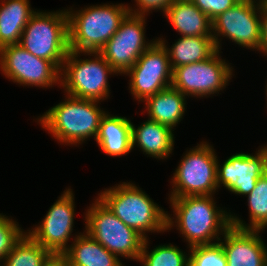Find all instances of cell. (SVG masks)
Segmentation results:
<instances>
[{
  "mask_svg": "<svg viewBox=\"0 0 267 266\" xmlns=\"http://www.w3.org/2000/svg\"><path fill=\"white\" fill-rule=\"evenodd\" d=\"M189 254L190 266H227V258L219 242L191 247Z\"/></svg>",
  "mask_w": 267,
  "mask_h": 266,
  "instance_id": "cell-27",
  "label": "cell"
},
{
  "mask_svg": "<svg viewBox=\"0 0 267 266\" xmlns=\"http://www.w3.org/2000/svg\"><path fill=\"white\" fill-rule=\"evenodd\" d=\"M131 120L112 116L108 112L102 117L95 139L99 148L108 156L122 157L132 150Z\"/></svg>",
  "mask_w": 267,
  "mask_h": 266,
  "instance_id": "cell-18",
  "label": "cell"
},
{
  "mask_svg": "<svg viewBox=\"0 0 267 266\" xmlns=\"http://www.w3.org/2000/svg\"><path fill=\"white\" fill-rule=\"evenodd\" d=\"M41 266H69V263L64 253H50Z\"/></svg>",
  "mask_w": 267,
  "mask_h": 266,
  "instance_id": "cell-32",
  "label": "cell"
},
{
  "mask_svg": "<svg viewBox=\"0 0 267 266\" xmlns=\"http://www.w3.org/2000/svg\"><path fill=\"white\" fill-rule=\"evenodd\" d=\"M246 197L250 214L249 224L230 213L231 226L263 232L267 227V172L259 177L255 188Z\"/></svg>",
  "mask_w": 267,
  "mask_h": 266,
  "instance_id": "cell-24",
  "label": "cell"
},
{
  "mask_svg": "<svg viewBox=\"0 0 267 266\" xmlns=\"http://www.w3.org/2000/svg\"><path fill=\"white\" fill-rule=\"evenodd\" d=\"M164 15L181 36H212V20L190 0L172 2Z\"/></svg>",
  "mask_w": 267,
  "mask_h": 266,
  "instance_id": "cell-19",
  "label": "cell"
},
{
  "mask_svg": "<svg viewBox=\"0 0 267 266\" xmlns=\"http://www.w3.org/2000/svg\"><path fill=\"white\" fill-rule=\"evenodd\" d=\"M158 40L168 52L172 69L204 61L217 51L213 36H181L170 48L166 45L165 38L159 37Z\"/></svg>",
  "mask_w": 267,
  "mask_h": 266,
  "instance_id": "cell-23",
  "label": "cell"
},
{
  "mask_svg": "<svg viewBox=\"0 0 267 266\" xmlns=\"http://www.w3.org/2000/svg\"><path fill=\"white\" fill-rule=\"evenodd\" d=\"M118 185V186H117ZM104 188L98 198L125 225L134 229L144 239L148 232L167 231V212L134 183L122 182Z\"/></svg>",
  "mask_w": 267,
  "mask_h": 266,
  "instance_id": "cell-3",
  "label": "cell"
},
{
  "mask_svg": "<svg viewBox=\"0 0 267 266\" xmlns=\"http://www.w3.org/2000/svg\"><path fill=\"white\" fill-rule=\"evenodd\" d=\"M124 75L129 76L130 93L139 102L170 87L173 69L165 46L157 39Z\"/></svg>",
  "mask_w": 267,
  "mask_h": 266,
  "instance_id": "cell-12",
  "label": "cell"
},
{
  "mask_svg": "<svg viewBox=\"0 0 267 266\" xmlns=\"http://www.w3.org/2000/svg\"><path fill=\"white\" fill-rule=\"evenodd\" d=\"M85 232L108 251L120 257L139 261L144 238L125 225L96 196L85 212Z\"/></svg>",
  "mask_w": 267,
  "mask_h": 266,
  "instance_id": "cell-8",
  "label": "cell"
},
{
  "mask_svg": "<svg viewBox=\"0 0 267 266\" xmlns=\"http://www.w3.org/2000/svg\"><path fill=\"white\" fill-rule=\"evenodd\" d=\"M169 199L174 217L167 214V230L175 226L189 248L217 243L231 226V212L217 207L213 195Z\"/></svg>",
  "mask_w": 267,
  "mask_h": 266,
  "instance_id": "cell-1",
  "label": "cell"
},
{
  "mask_svg": "<svg viewBox=\"0 0 267 266\" xmlns=\"http://www.w3.org/2000/svg\"><path fill=\"white\" fill-rule=\"evenodd\" d=\"M262 3L263 0H240L212 20V36L217 50L221 51L222 36L242 48L260 51Z\"/></svg>",
  "mask_w": 267,
  "mask_h": 266,
  "instance_id": "cell-9",
  "label": "cell"
},
{
  "mask_svg": "<svg viewBox=\"0 0 267 266\" xmlns=\"http://www.w3.org/2000/svg\"><path fill=\"white\" fill-rule=\"evenodd\" d=\"M146 16L128 13L117 32L99 51L118 74H125L157 39L146 42Z\"/></svg>",
  "mask_w": 267,
  "mask_h": 266,
  "instance_id": "cell-13",
  "label": "cell"
},
{
  "mask_svg": "<svg viewBox=\"0 0 267 266\" xmlns=\"http://www.w3.org/2000/svg\"><path fill=\"white\" fill-rule=\"evenodd\" d=\"M80 53L90 55V58L81 59ZM114 74L117 72L99 52L70 50L61 68L60 86L64 88L65 94L101 102L111 93L108 76Z\"/></svg>",
  "mask_w": 267,
  "mask_h": 266,
  "instance_id": "cell-5",
  "label": "cell"
},
{
  "mask_svg": "<svg viewBox=\"0 0 267 266\" xmlns=\"http://www.w3.org/2000/svg\"><path fill=\"white\" fill-rule=\"evenodd\" d=\"M0 49L19 44L22 32L36 12L29 0H0Z\"/></svg>",
  "mask_w": 267,
  "mask_h": 266,
  "instance_id": "cell-22",
  "label": "cell"
},
{
  "mask_svg": "<svg viewBox=\"0 0 267 266\" xmlns=\"http://www.w3.org/2000/svg\"><path fill=\"white\" fill-rule=\"evenodd\" d=\"M217 159L215 149L207 141L190 148L173 173L168 197L214 195L218 189Z\"/></svg>",
  "mask_w": 267,
  "mask_h": 266,
  "instance_id": "cell-7",
  "label": "cell"
},
{
  "mask_svg": "<svg viewBox=\"0 0 267 266\" xmlns=\"http://www.w3.org/2000/svg\"><path fill=\"white\" fill-rule=\"evenodd\" d=\"M260 53L267 56V6L261 4V40H260Z\"/></svg>",
  "mask_w": 267,
  "mask_h": 266,
  "instance_id": "cell-31",
  "label": "cell"
},
{
  "mask_svg": "<svg viewBox=\"0 0 267 266\" xmlns=\"http://www.w3.org/2000/svg\"><path fill=\"white\" fill-rule=\"evenodd\" d=\"M19 44L34 56L53 62L61 70L70 51L66 9L56 12L37 10L25 26Z\"/></svg>",
  "mask_w": 267,
  "mask_h": 266,
  "instance_id": "cell-6",
  "label": "cell"
},
{
  "mask_svg": "<svg viewBox=\"0 0 267 266\" xmlns=\"http://www.w3.org/2000/svg\"><path fill=\"white\" fill-rule=\"evenodd\" d=\"M217 159L218 188L224 186L231 193L245 197L255 188L256 182L267 172V145L253 154L235 153L220 165Z\"/></svg>",
  "mask_w": 267,
  "mask_h": 266,
  "instance_id": "cell-15",
  "label": "cell"
},
{
  "mask_svg": "<svg viewBox=\"0 0 267 266\" xmlns=\"http://www.w3.org/2000/svg\"><path fill=\"white\" fill-rule=\"evenodd\" d=\"M220 53L217 50L204 61L174 68L171 86L188 97L202 98L219 94L234 75V68L221 58Z\"/></svg>",
  "mask_w": 267,
  "mask_h": 266,
  "instance_id": "cell-10",
  "label": "cell"
},
{
  "mask_svg": "<svg viewBox=\"0 0 267 266\" xmlns=\"http://www.w3.org/2000/svg\"><path fill=\"white\" fill-rule=\"evenodd\" d=\"M64 252L69 266H119L122 262L87 232L76 234Z\"/></svg>",
  "mask_w": 267,
  "mask_h": 266,
  "instance_id": "cell-21",
  "label": "cell"
},
{
  "mask_svg": "<svg viewBox=\"0 0 267 266\" xmlns=\"http://www.w3.org/2000/svg\"><path fill=\"white\" fill-rule=\"evenodd\" d=\"M50 252L27 233L13 246L1 266H41Z\"/></svg>",
  "mask_w": 267,
  "mask_h": 266,
  "instance_id": "cell-26",
  "label": "cell"
},
{
  "mask_svg": "<svg viewBox=\"0 0 267 266\" xmlns=\"http://www.w3.org/2000/svg\"><path fill=\"white\" fill-rule=\"evenodd\" d=\"M186 98L179 90L172 86L147 97L145 108L148 119L170 127H174L181 122L186 111Z\"/></svg>",
  "mask_w": 267,
  "mask_h": 266,
  "instance_id": "cell-20",
  "label": "cell"
},
{
  "mask_svg": "<svg viewBox=\"0 0 267 266\" xmlns=\"http://www.w3.org/2000/svg\"><path fill=\"white\" fill-rule=\"evenodd\" d=\"M64 101L51 107L36 120L45 131L63 145L77 146L96 139L105 111L94 100L81 99L66 94Z\"/></svg>",
  "mask_w": 267,
  "mask_h": 266,
  "instance_id": "cell-2",
  "label": "cell"
},
{
  "mask_svg": "<svg viewBox=\"0 0 267 266\" xmlns=\"http://www.w3.org/2000/svg\"><path fill=\"white\" fill-rule=\"evenodd\" d=\"M211 20L232 8L240 0H190Z\"/></svg>",
  "mask_w": 267,
  "mask_h": 266,
  "instance_id": "cell-29",
  "label": "cell"
},
{
  "mask_svg": "<svg viewBox=\"0 0 267 266\" xmlns=\"http://www.w3.org/2000/svg\"><path fill=\"white\" fill-rule=\"evenodd\" d=\"M132 124V150L137 146L143 154L156 159H167L173 152V130L152 120H146L137 128Z\"/></svg>",
  "mask_w": 267,
  "mask_h": 266,
  "instance_id": "cell-17",
  "label": "cell"
},
{
  "mask_svg": "<svg viewBox=\"0 0 267 266\" xmlns=\"http://www.w3.org/2000/svg\"><path fill=\"white\" fill-rule=\"evenodd\" d=\"M66 11L69 50L78 52H99L129 13L128 5L122 3L91 5L77 11L71 7Z\"/></svg>",
  "mask_w": 267,
  "mask_h": 266,
  "instance_id": "cell-4",
  "label": "cell"
},
{
  "mask_svg": "<svg viewBox=\"0 0 267 266\" xmlns=\"http://www.w3.org/2000/svg\"><path fill=\"white\" fill-rule=\"evenodd\" d=\"M174 1H188V0H172V2H174Z\"/></svg>",
  "mask_w": 267,
  "mask_h": 266,
  "instance_id": "cell-33",
  "label": "cell"
},
{
  "mask_svg": "<svg viewBox=\"0 0 267 266\" xmlns=\"http://www.w3.org/2000/svg\"><path fill=\"white\" fill-rule=\"evenodd\" d=\"M75 201L72 189L66 188L58 200L50 206L41 221L26 233L50 253H64L71 239L74 226Z\"/></svg>",
  "mask_w": 267,
  "mask_h": 266,
  "instance_id": "cell-14",
  "label": "cell"
},
{
  "mask_svg": "<svg viewBox=\"0 0 267 266\" xmlns=\"http://www.w3.org/2000/svg\"><path fill=\"white\" fill-rule=\"evenodd\" d=\"M0 71L18 85L48 88L60 85L61 70L51 61L34 56L20 44L0 49Z\"/></svg>",
  "mask_w": 267,
  "mask_h": 266,
  "instance_id": "cell-11",
  "label": "cell"
},
{
  "mask_svg": "<svg viewBox=\"0 0 267 266\" xmlns=\"http://www.w3.org/2000/svg\"><path fill=\"white\" fill-rule=\"evenodd\" d=\"M265 92H266V97H267V84H266V91ZM266 100H267V98H266ZM266 104H267V102H266Z\"/></svg>",
  "mask_w": 267,
  "mask_h": 266,
  "instance_id": "cell-34",
  "label": "cell"
},
{
  "mask_svg": "<svg viewBox=\"0 0 267 266\" xmlns=\"http://www.w3.org/2000/svg\"><path fill=\"white\" fill-rule=\"evenodd\" d=\"M264 1V4L267 6V0H263Z\"/></svg>",
  "mask_w": 267,
  "mask_h": 266,
  "instance_id": "cell-35",
  "label": "cell"
},
{
  "mask_svg": "<svg viewBox=\"0 0 267 266\" xmlns=\"http://www.w3.org/2000/svg\"><path fill=\"white\" fill-rule=\"evenodd\" d=\"M261 230L240 229L230 226L221 244L227 258V266H267V246Z\"/></svg>",
  "mask_w": 267,
  "mask_h": 266,
  "instance_id": "cell-16",
  "label": "cell"
},
{
  "mask_svg": "<svg viewBox=\"0 0 267 266\" xmlns=\"http://www.w3.org/2000/svg\"><path fill=\"white\" fill-rule=\"evenodd\" d=\"M25 233L18 222L0 213V266Z\"/></svg>",
  "mask_w": 267,
  "mask_h": 266,
  "instance_id": "cell-28",
  "label": "cell"
},
{
  "mask_svg": "<svg viewBox=\"0 0 267 266\" xmlns=\"http://www.w3.org/2000/svg\"><path fill=\"white\" fill-rule=\"evenodd\" d=\"M149 239H145L141 249L139 262L143 266H190V254L170 244L158 245L149 251ZM148 249V250H147Z\"/></svg>",
  "mask_w": 267,
  "mask_h": 266,
  "instance_id": "cell-25",
  "label": "cell"
},
{
  "mask_svg": "<svg viewBox=\"0 0 267 266\" xmlns=\"http://www.w3.org/2000/svg\"><path fill=\"white\" fill-rule=\"evenodd\" d=\"M137 9L130 5L128 6L129 13L141 16H147L152 10L161 11L163 14L166 12L167 8L171 5L172 0H134ZM151 11V12H150ZM146 14V15H145Z\"/></svg>",
  "mask_w": 267,
  "mask_h": 266,
  "instance_id": "cell-30",
  "label": "cell"
}]
</instances>
